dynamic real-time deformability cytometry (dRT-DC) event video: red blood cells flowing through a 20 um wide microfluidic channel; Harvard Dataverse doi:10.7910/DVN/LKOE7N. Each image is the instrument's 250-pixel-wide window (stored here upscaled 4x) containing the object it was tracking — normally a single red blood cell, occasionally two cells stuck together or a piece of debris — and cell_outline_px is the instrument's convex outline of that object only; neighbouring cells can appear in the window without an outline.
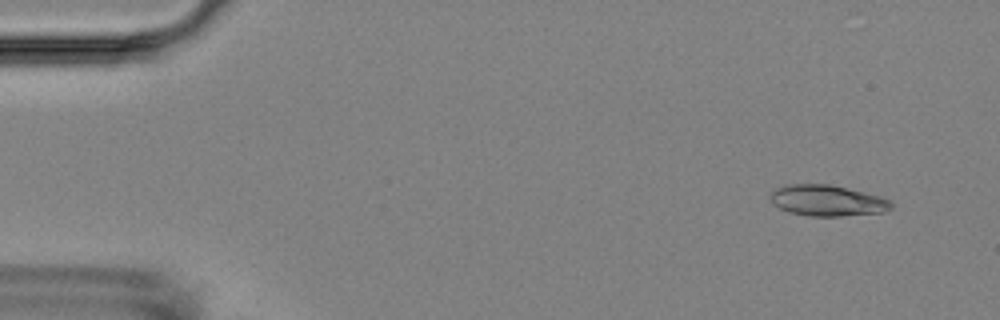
{"species": "Egyptian fruit bat (a non-hibernating species)", "species_latin": "Rousettus aegyptiacus", "temperature_condition": "room temperature", "stored_images_in_passage": 9, "camera_frame_rate_fps": 3000, "um_per_image_px": 0.085, "animal": {"sex": "female"}, "frame": {"image": 1, "passage_image": 1, "time_ms": 0.0, "image_size_px": [1000, 320], "cell_outline_px": [[892, 208], [884, 212], [840, 216], [808, 216], [788, 212], [772, 204], [768, 196], [776, 188], [784, 184], [828, 184], [864, 192], [880, 196], [888, 200], [892, 204]], "centroid_in_image_um": [70.26, 17.05], "position_along_channel_um": 14.7, "area_um2": 21.91}}
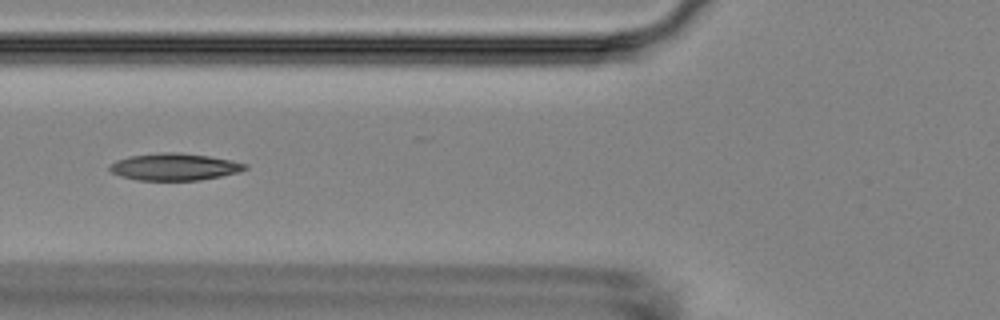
{"frame": {"image": 2, "passage_image": 6, "time_ms": 5.667, "image_size_px": [1000, 320], "cell_outline_px": [[248, 168], [240, 172], [200, 180], [136, 180], [120, 176], [112, 172], [108, 168], [116, 160], [128, 156], [156, 152], [180, 152], [208, 156], [248, 164]], "centroid_in_image_um": [14.81, 14.17], "position_along_channel_um": 111.0, "area_um2": 21.39}}
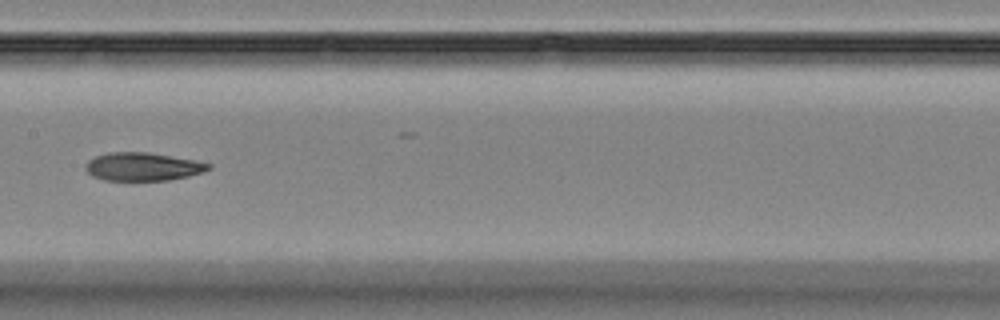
{"frame": {"image": 3, "passage_image": 8, "time_ms": 8.0, "image_size_px": [1000, 320], "cell_outline_px": [[212, 168], [204, 172], [188, 176], [168, 180], [104, 180], [92, 176], [84, 168], [88, 160], [96, 156], [108, 152], [148, 152], [192, 160], [212, 164]], "centroid_in_image_um": [12.12, 14.16], "position_along_channel_um": 195.3, "area_um2": 20.11}}